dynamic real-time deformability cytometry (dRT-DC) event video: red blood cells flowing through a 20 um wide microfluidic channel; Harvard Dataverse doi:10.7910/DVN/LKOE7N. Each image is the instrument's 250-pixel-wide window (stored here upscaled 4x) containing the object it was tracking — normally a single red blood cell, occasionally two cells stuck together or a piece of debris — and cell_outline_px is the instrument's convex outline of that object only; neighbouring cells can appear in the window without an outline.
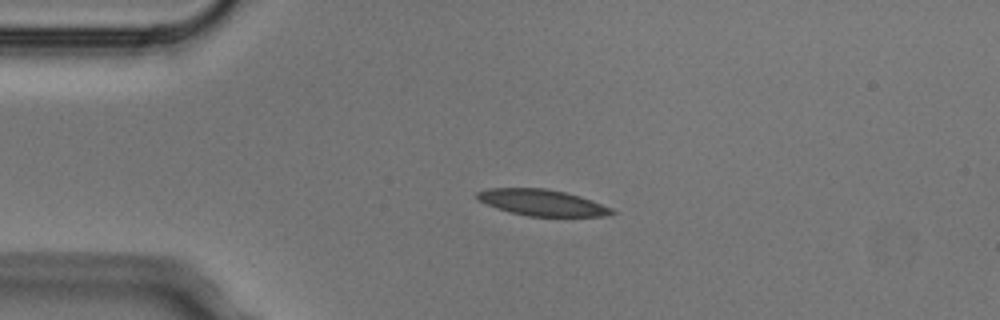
{"species": "Egyptian fruit bat (a non-hibernating species)", "species_latin": "Rousettus aegyptiacus", "temperature_condition": "cold", "stored_images_in_passage": 4, "camera_frame_rate_fps": 3000, "um_per_image_px": 0.085, "animal": {"sex": "male"}, "frame": {"image": 1, "passage_image": 2, "time_ms": 0.333, "image_size_px": [1000, 320], "cell_outline_px": [[616, 212], [604, 216], [528, 216], [512, 212], [488, 204], [480, 200], [476, 196], [476, 192], [488, 188], [544, 188], [564, 192], [580, 196], [592, 200], [612, 208]], "centroid_in_image_um": [46.1, 17.21], "position_along_channel_um": 38.9, "area_um2": 20.23}}
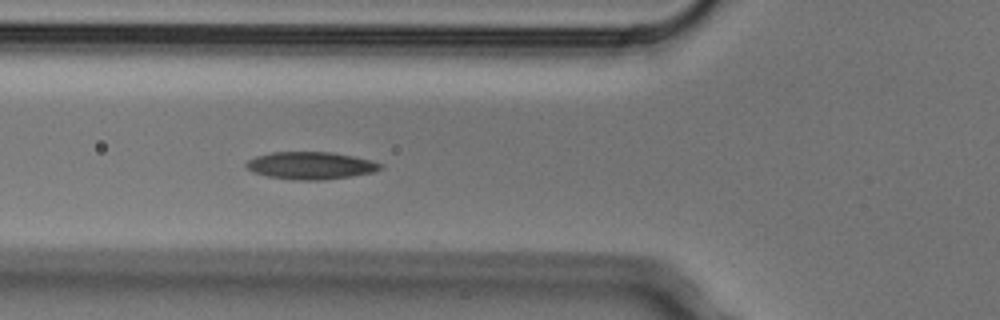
{"frame": {"image": 2, "passage_image": 4, "time_ms": 1.0, "image_size_px": [1000, 320], "cell_outline_px": [[384, 168], [372, 172], [352, 176], [320, 180], [292, 180], [268, 176], [252, 172], [244, 168], [244, 164], [248, 160], [256, 156], [272, 152], [332, 152], [352, 156], [384, 164]], "centroid_in_image_um": [26.37, 14.07], "position_along_channel_um": 99.4, "area_um2": 21.5}}